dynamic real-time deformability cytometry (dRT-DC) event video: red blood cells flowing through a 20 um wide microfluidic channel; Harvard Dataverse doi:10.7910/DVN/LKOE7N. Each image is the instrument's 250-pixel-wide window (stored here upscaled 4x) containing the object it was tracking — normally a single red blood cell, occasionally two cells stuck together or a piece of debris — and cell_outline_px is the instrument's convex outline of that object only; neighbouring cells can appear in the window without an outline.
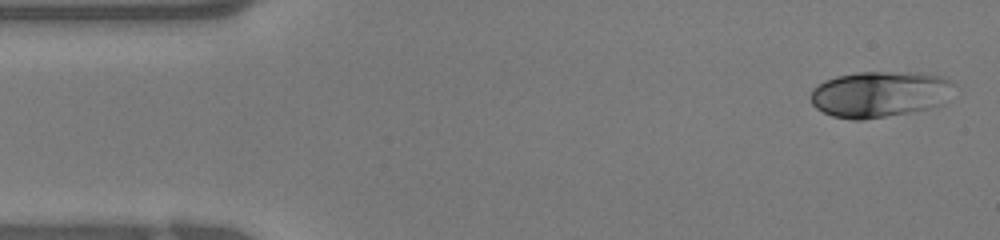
{"species": "human", "species_latin": "Homo sapiens", "temperature_condition": "warm", "stored_images_in_passage": 38, "camera_frame_rate_fps": 3000, "um_per_image_px": 0.085, "donor": {"sex": "female"}, "frame": {"image": 1, "passage_image": 1, "time_ms": 0.0, "image_size_px": [1000, 240], "cell_outline_px": [[956, 84], [944, 104], [928, 108], [908, 112], [864, 120], [852, 120], [832, 116], [816, 108], [812, 104], [808, 96], [812, 88], [836, 76], [856, 72], [920, 72], [940, 76]], "centroid_in_image_um": [74.77, 8.0], "position_along_channel_um": 10.2, "area_um2": 38.73}}
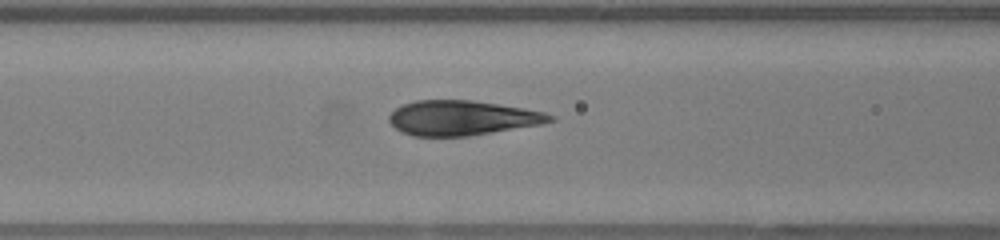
{"frame": {"image": 2, "passage_image": 14, "time_ms": 4.333, "image_size_px": [1000, 240], "cell_outline_px": [[556, 120], [544, 124], [468, 136], [412, 136], [396, 128], [388, 120], [388, 116], [396, 108], [404, 104], [416, 100], [472, 100], [544, 112], [556, 116]], "centroid_in_image_um": [39.3, 10.03], "position_along_channel_um": 127.3, "area_um2": 32.48}}
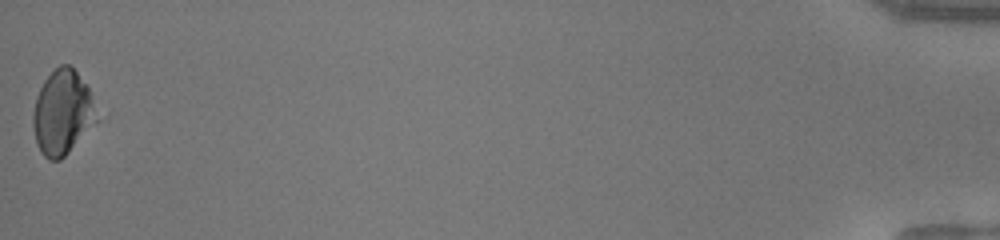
{"frame": {"image": 3, "passage_image": 38, "time_ms": 12.333, "image_size_px": [1000, 240], "cell_outline_px": [[100, 120], [60, 160], [48, 160], [40, 152], [36, 144], [32, 124], [32, 116], [36, 96], [44, 80], [60, 64], [68, 64], [76, 72], [88, 88], [100, 116]], "centroid_in_image_um": [5.32, 9.59], "position_along_channel_um": 429.9, "area_um2": 31.62}}